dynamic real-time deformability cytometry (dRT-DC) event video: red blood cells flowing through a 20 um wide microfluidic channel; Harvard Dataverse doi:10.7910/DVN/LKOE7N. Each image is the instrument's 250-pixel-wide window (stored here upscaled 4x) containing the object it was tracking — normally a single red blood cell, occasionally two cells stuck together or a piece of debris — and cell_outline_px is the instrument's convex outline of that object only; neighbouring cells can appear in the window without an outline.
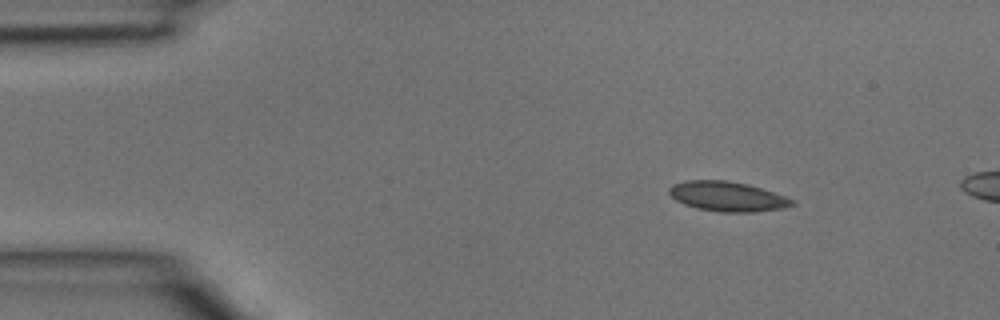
{"species": "common noctule bat (a hibernating species)", "species_latin": "Nyctalus noctula", "temperature_condition": "room temperature", "stored_images_in_passage": 2, "camera_frame_rate_fps": 3000, "um_per_image_px": 0.085, "animal": {"sex": "male", "body_mass_g": 15.6}, "frame": {"image": 1, "passage_image": 1, "time_ms": 0.0, "image_size_px": [1000, 320], "cell_outline_px": [[796, 204], [784, 208], [752, 212], [720, 212], [696, 208], [684, 204], [676, 200], [668, 192], [668, 188], [672, 184], [684, 180], [728, 180], [748, 184], [796, 200]], "centroid_in_image_um": [61.81, 16.69], "position_along_channel_um": 23.2, "area_um2": 21.44}}